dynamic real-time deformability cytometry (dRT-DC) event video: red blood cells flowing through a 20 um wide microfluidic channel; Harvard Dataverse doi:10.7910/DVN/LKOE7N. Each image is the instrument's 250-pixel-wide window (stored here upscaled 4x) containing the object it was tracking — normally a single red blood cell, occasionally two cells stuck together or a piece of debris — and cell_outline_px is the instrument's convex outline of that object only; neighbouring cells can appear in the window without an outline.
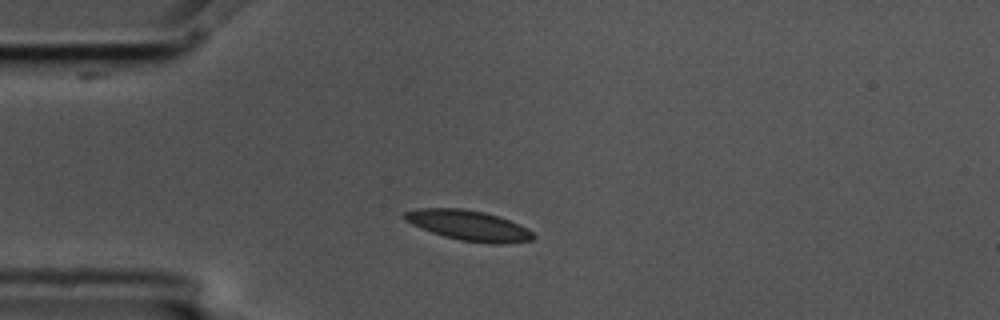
{"species": "common noctule bat (a hibernating species)", "species_latin": "Nyctalus noctula", "temperature_condition": "cold", "stored_images_in_passage": 12, "camera_frame_rate_fps": 3000, "um_per_image_px": 0.085, "animal": {"sex": "male", "body_mass_g": 17.5, "forearm_length_mm": 52.3}, "frame": {"image": 1, "passage_image": 1, "time_ms": 0.0, "image_size_px": [1000, 320], "cell_outline_px": [[536, 236], [532, 240], [504, 244], [488, 244], [460, 240], [444, 236], [432, 232], [412, 224], [404, 220], [404, 212], [420, 208], [460, 208], [484, 212], [520, 224], [532, 232]], "centroid_in_image_um": [39.85, 19.17], "position_along_channel_um": 45.1, "area_um2": 22.54}}
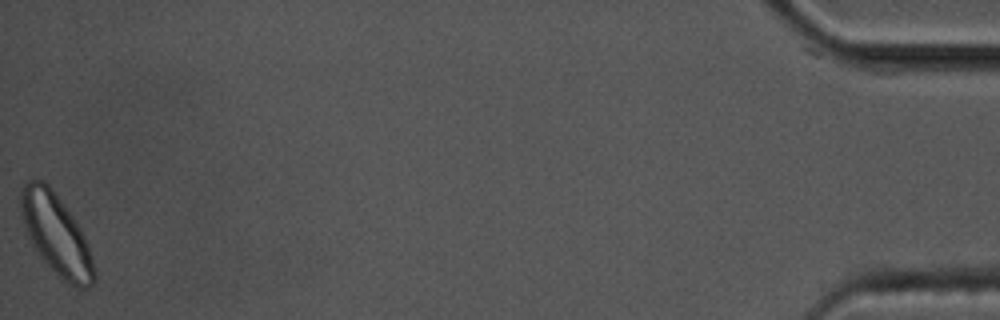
{"frame": {"image": 2, "passage_image": 12, "time_ms": 3.667, "image_size_px": [1000, 320], "cell_outline_px": [[96, 280], [88, 288], [80, 288], [64, 280], [40, 256], [32, 244], [28, 236], [24, 224], [20, 208], [20, 192], [24, 180], [44, 180], [52, 188], [72, 216], [80, 228], [88, 244], [96, 276]], "centroid_in_image_um": [4.76, 19.88], "position_along_channel_um": 430.4, "area_um2": 33.93}}